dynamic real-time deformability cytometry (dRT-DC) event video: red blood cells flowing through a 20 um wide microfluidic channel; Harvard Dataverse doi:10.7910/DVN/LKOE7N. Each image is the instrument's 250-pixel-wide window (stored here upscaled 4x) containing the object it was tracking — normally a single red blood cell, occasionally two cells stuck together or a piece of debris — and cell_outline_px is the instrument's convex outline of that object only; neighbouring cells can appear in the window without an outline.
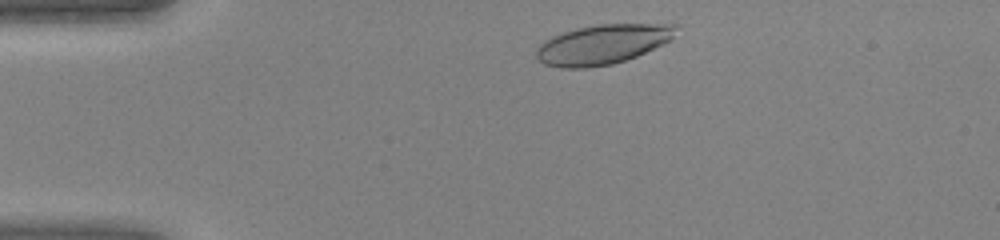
{"species": "human", "species_latin": "Homo sapiens", "temperature_condition": "warm", "stored_images_in_passage": 32, "camera_frame_rate_fps": 3000, "um_per_image_px": 0.085, "donor": {"sex": "female"}, "frame": {"image": 1, "passage_image": 2, "time_ms": 0.333, "image_size_px": [1000, 240], "cell_outline_px": [[680, 24], [672, 40], [664, 44], [636, 56], [612, 64], [588, 68], [560, 68], [544, 64], [536, 56], [536, 48], [544, 40], [560, 32], [576, 28], [600, 24]], "centroid_in_image_um": [51.22, 3.76], "position_along_channel_um": 33.8, "area_um2": 32.54}}
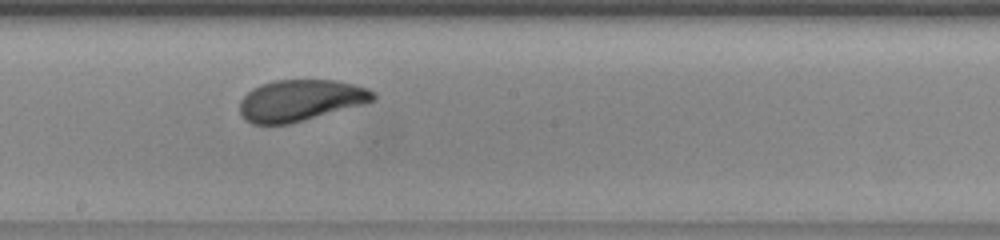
{"frame": {"image": 2, "passage_image": 18, "time_ms": 5.667, "image_size_px": [1000, 240], "cell_outline_px": [[376, 100], [364, 104], [304, 120], [288, 124], [252, 124], [244, 120], [240, 112], [240, 100], [252, 88], [260, 84], [276, 80], [336, 80], [368, 88], [376, 92]], "centroid_in_image_um": [25.54, 8.53], "position_along_channel_um": 222.7, "area_um2": 32.25}}
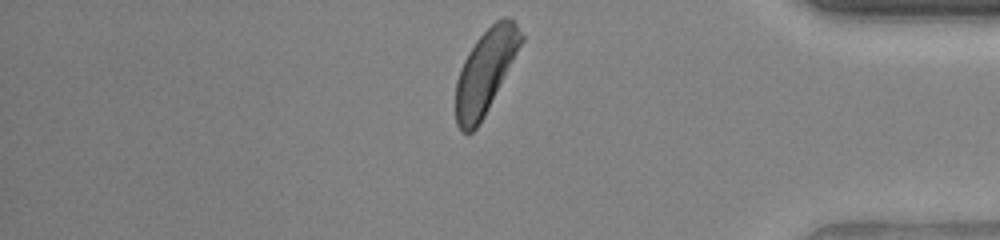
{"frame": {"image": 3, "passage_image": 31, "time_ms": 10.0, "image_size_px": [1000, 240], "cell_outline_px": [[524, 40], [484, 116], [476, 128], [472, 132], [460, 132], [456, 124], [456, 80], [460, 68], [468, 52], [476, 40], [496, 20], [504, 16], [508, 16], [516, 24], [524, 36]], "centroid_in_image_um": [41.25, 6.08], "position_along_channel_um": 393.9, "area_um2": 31.5}}